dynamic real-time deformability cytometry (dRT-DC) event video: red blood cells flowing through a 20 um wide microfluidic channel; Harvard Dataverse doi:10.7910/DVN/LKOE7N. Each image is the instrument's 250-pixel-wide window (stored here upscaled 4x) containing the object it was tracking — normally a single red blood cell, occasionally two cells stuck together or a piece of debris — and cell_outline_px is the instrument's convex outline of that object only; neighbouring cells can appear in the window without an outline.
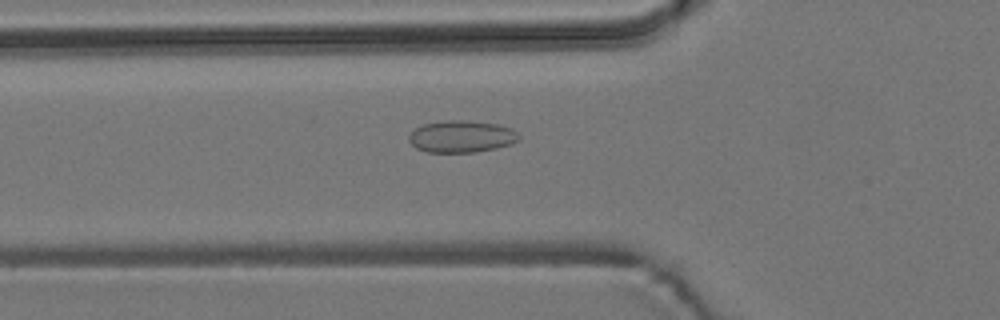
{"species": "common noctule bat (a hibernating species)", "species_latin": "Nyctalus noctula", "temperature_condition": "room temperature", "stored_images_in_passage": 52, "camera_frame_rate_fps": 3000, "um_per_image_px": 0.085, "animal": {"sex": "male", "body_mass_g": 19.2, "forearm_length_mm": 51.8}, "frame": {"image": 1, "passage_image": 17, "time_ms": 5.333, "image_size_px": [1000, 320], "cell_outline_px": [[520, 140], [512, 144], [496, 148], [476, 152], [428, 152], [416, 148], [408, 140], [408, 136], [416, 128], [424, 124], [448, 120], [464, 120], [496, 124], [512, 128], [520, 136]], "centroid_in_image_um": [39.25, 11.61], "position_along_channel_um": 86.5, "area_um2": 20.46}}
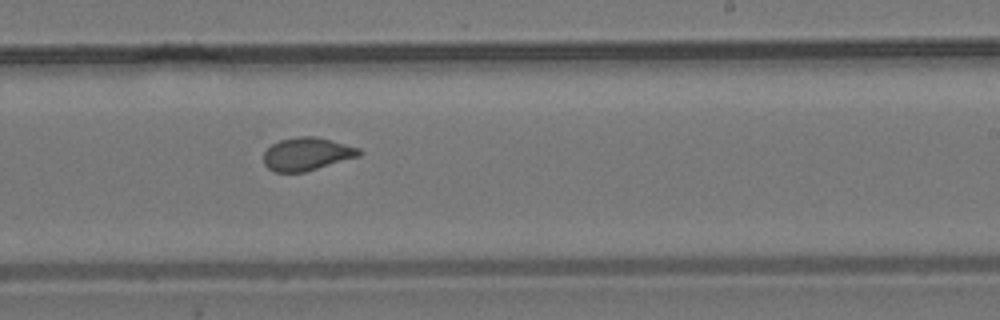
{"frame": {"image": 2, "passage_image": 31, "time_ms": 10.0, "image_size_px": [1000, 320], "cell_outline_px": [[364, 152], [360, 156], [304, 172], [276, 172], [268, 168], [264, 164], [264, 152], [272, 144], [280, 140], [296, 136], [316, 136], [332, 140], [360, 148]], "centroid_in_image_um": [26.11, 13.08], "position_along_channel_um": 262.9, "area_um2": 18.44}}
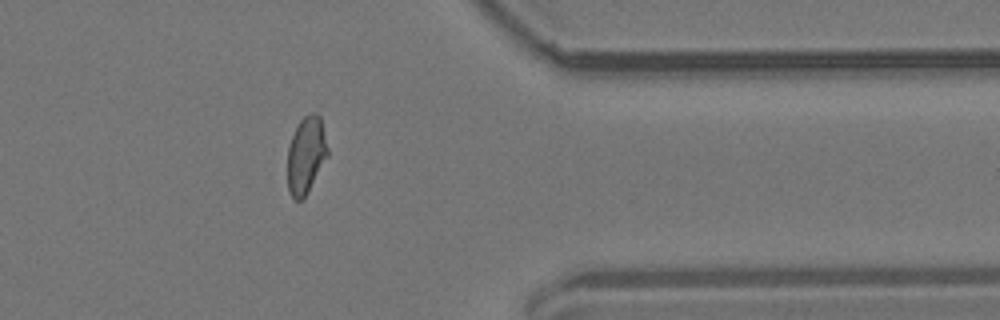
{"frame": {"image": 3, "passage_image": 42, "time_ms": 13.667, "image_size_px": [1000, 320], "cell_outline_px": [[328, 156], [308, 192], [300, 200], [296, 200], [288, 192], [288, 148], [296, 124], [304, 116], [312, 112], [316, 112], [320, 116], [328, 148]], "centroid_in_image_um": [26.02, 13.16], "position_along_channel_um": 385.4, "area_um2": 18.03}, "authors_computed_cell_mechanics": {"area_um2": 18.8717, "velocity_mm_per_s": 3.7657, "shape_relaxation_time_tau1_ms": null, "shape_relaxation_time_tau2_ms": 0.8262, "deformation_change_tau1": null, "deformation_change_tau2": 0.069}}